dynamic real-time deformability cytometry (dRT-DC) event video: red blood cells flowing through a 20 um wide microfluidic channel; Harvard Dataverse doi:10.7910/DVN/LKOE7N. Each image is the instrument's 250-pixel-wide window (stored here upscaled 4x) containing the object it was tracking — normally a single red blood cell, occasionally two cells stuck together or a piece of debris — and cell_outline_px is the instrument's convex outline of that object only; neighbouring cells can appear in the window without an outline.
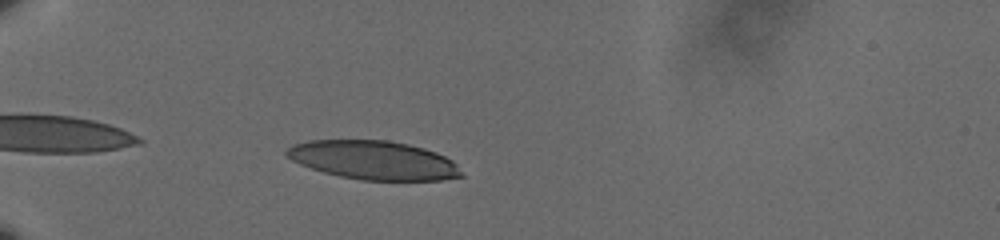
{"species": "human", "species_latin": "Homo sapiens", "temperature_condition": "cold", "stored_images_in_passage": 38, "camera_frame_rate_fps": 3000, "um_per_image_px": 0.085, "donor": {"sex": "male"}, "frame": {"image": 1, "passage_image": 2, "time_ms": 0.333, "image_size_px": [1000, 240], "cell_outline_px": [[464, 176], [440, 180], [360, 180], [340, 176], [324, 172], [300, 164], [292, 160], [284, 152], [292, 144], [308, 140], [388, 140], [408, 144], [424, 148], [436, 152], [452, 160], [456, 164]], "centroid_in_image_um": [31.75, 13.61], "position_along_channel_um": 53.2, "area_um2": 39.42}}
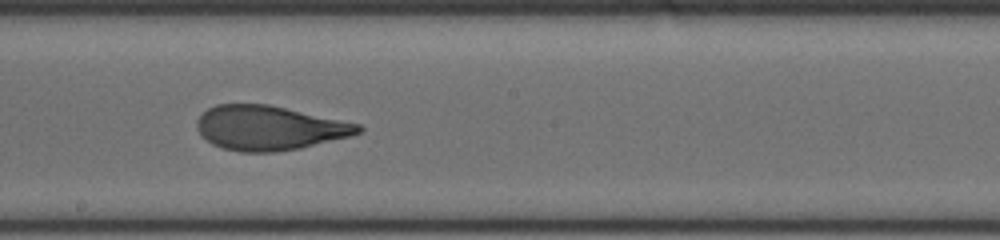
{"frame": {"image": 2, "passage_image": 19, "time_ms": 6.0, "image_size_px": [1000, 240], "cell_outline_px": [[364, 128], [360, 132], [352, 136], [300, 148], [276, 152], [240, 152], [224, 148], [212, 144], [200, 136], [196, 128], [196, 120], [208, 108], [216, 104], [268, 104], [360, 124]], "centroid_in_image_um": [22.86, 10.88], "position_along_channel_um": 225.3, "area_um2": 41.85}}
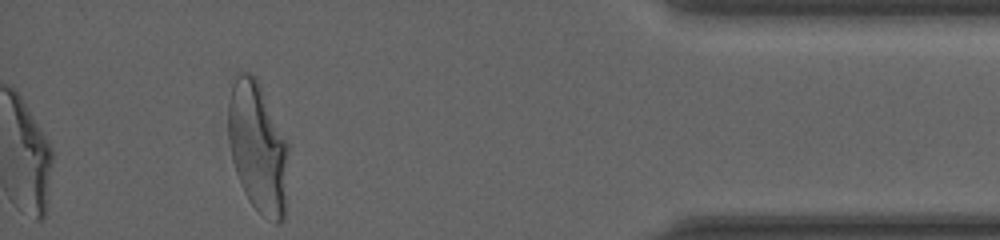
{"frame": {"image": 3, "passage_image": 38, "time_ms": 12.333, "image_size_px": [1000, 240], "cell_outline_px": [[288, 148], [284, 220], [276, 224], [260, 212], [248, 200], [240, 184], [232, 160], [228, 140], [228, 104], [232, 84], [236, 76], [240, 72], [248, 72], [256, 76], [260, 84], [288, 144]], "centroid_in_image_um": [21.89, 12.51], "position_along_channel_um": 413.3, "area_um2": 45.6}, "authors_computed_cell_mechanics": {"area_um2": 42.1073, "velocity_mm_per_s": 3.5818, "shape_relaxation_time_tau1_ms": 5.8237, "shape_relaxation_time_tau2_ms": 0.9187, "deformation_change_tau1": 0.2109, "deformation_change_tau2": 0.0812}}